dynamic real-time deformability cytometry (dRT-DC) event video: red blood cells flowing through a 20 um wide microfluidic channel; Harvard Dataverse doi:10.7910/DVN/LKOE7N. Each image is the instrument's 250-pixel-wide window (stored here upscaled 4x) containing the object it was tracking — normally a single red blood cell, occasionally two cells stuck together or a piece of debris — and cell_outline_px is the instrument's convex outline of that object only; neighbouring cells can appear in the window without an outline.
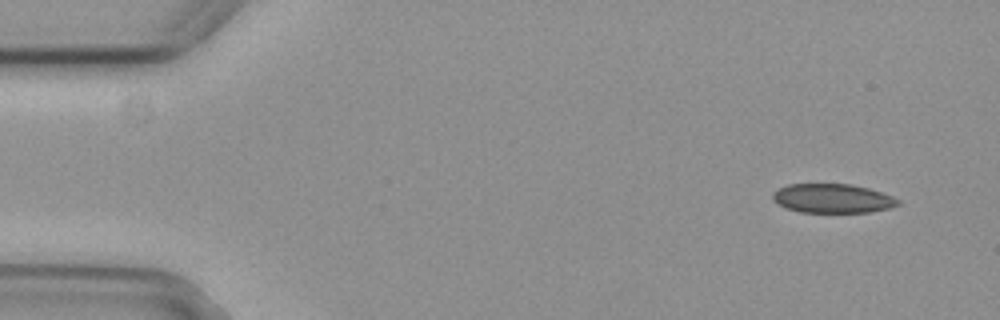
{"species": "common noctule bat (a hibernating species)", "species_latin": "Nyctalus noctula", "temperature_condition": "cold", "stored_images_in_passage": 6, "camera_frame_rate_fps": 3000, "um_per_image_px": 0.085, "animal": {"sex": "female", "body_mass_g": 29.2, "forearm_length_mm": 56.3}, "frame": {"image": 1, "passage_image": 1, "time_ms": 0.0, "image_size_px": [1000, 320], "cell_outline_px": [[900, 204], [888, 208], [872, 212], [800, 212], [788, 208], [772, 200], [772, 192], [788, 184], [848, 184], [868, 188], [892, 196], [900, 200]], "centroid_in_image_um": [70.76, 16.86], "position_along_channel_um": 14.2, "area_um2": 21.1}}
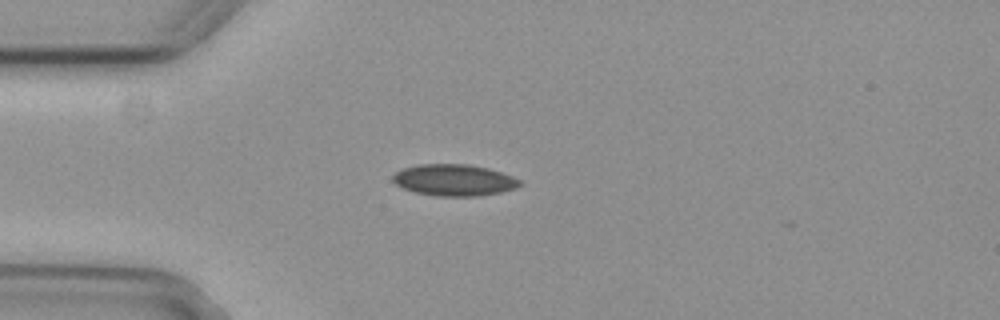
{"frame": {"image": 2, "passage_image": 3, "time_ms": 0.667, "image_size_px": [1000, 320], "cell_outline_px": [[524, 184], [516, 188], [500, 192], [476, 196], [436, 196], [416, 192], [404, 188], [396, 184], [392, 180], [392, 176], [396, 172], [404, 168], [420, 164], [468, 164], [488, 168], [512, 176], [520, 180]], "centroid_in_image_um": [38.62, 15.3], "position_along_channel_um": 46.4, "area_um2": 23.24}}
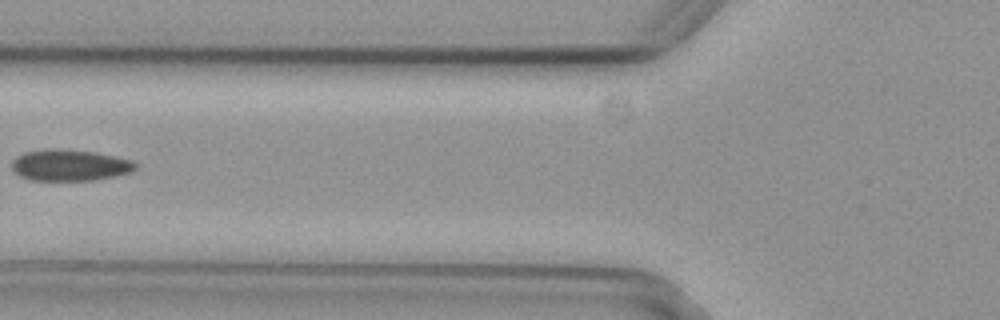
{"frame": {"image": 3, "passage_image": 5, "time_ms": 1.333, "image_size_px": [1000, 320], "cell_outline_px": [[136, 168], [132, 172], [116, 176], [96, 180], [28, 180], [12, 172], [12, 160], [16, 156], [24, 152], [44, 148], [56, 148], [92, 152], [116, 156], [132, 160], [136, 164]], "centroid_in_image_um": [5.9, 14.04], "position_along_channel_um": 119.9, "area_um2": 22.89}}